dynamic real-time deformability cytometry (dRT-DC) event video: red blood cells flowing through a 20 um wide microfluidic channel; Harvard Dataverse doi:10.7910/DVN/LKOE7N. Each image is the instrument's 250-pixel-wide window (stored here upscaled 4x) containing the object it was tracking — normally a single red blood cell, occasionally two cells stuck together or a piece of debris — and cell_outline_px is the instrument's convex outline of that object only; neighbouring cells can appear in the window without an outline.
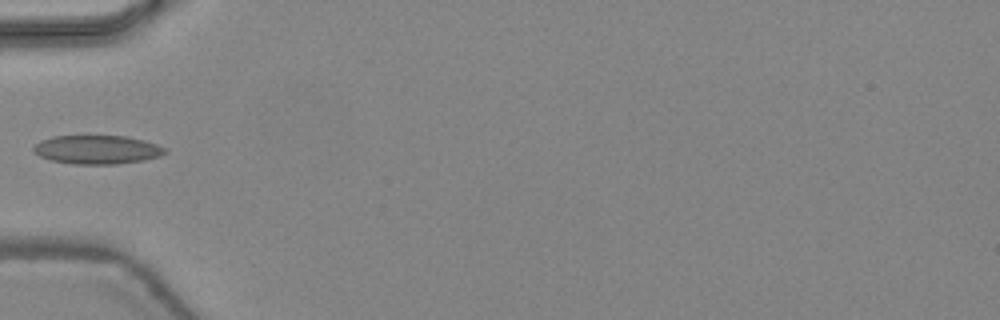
{"species": "common noctule bat (a hibernating species)", "species_latin": "Nyctalus noctula", "temperature_condition": "warm", "stored_images_in_passage": 4, "camera_frame_rate_fps": 3000, "um_per_image_px": 0.085, "animal": {"sex": "female", "body_mass_g": 24.6, "forearm_length_mm": 56.2}, "frame": {"image": 1, "passage_image": 4, "time_ms": 1.0, "image_size_px": [1000, 320], "cell_outline_px": [[168, 152], [160, 156], [144, 160], [116, 164], [72, 164], [52, 160], [40, 156], [32, 152], [32, 148], [40, 140], [52, 136], [128, 136], [144, 140], [168, 148]], "centroid_in_image_um": [8.27, 12.71], "position_along_channel_um": 76.7, "area_um2": 22.2}}